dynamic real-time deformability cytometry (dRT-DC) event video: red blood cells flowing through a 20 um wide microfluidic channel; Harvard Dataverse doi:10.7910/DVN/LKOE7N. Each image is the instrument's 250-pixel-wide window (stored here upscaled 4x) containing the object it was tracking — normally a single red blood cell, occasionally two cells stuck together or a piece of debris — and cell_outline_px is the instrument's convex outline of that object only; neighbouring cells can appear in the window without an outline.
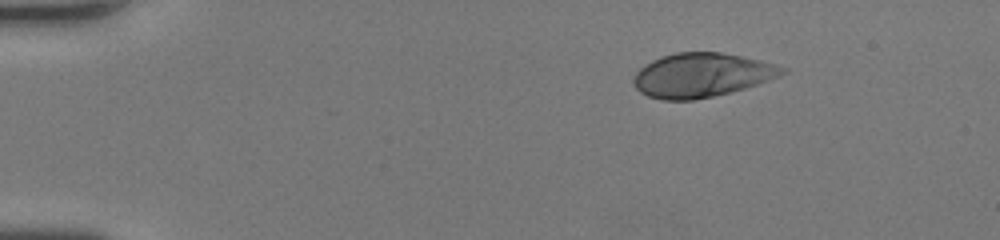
{"species": "human", "species_latin": "Homo sapiens", "temperature_condition": "room temperature", "stored_images_in_passage": 43, "camera_frame_rate_fps": 3000, "um_per_image_px": 0.085, "donor": {"sex": "female"}, "frame": {"image": 1, "passage_image": 1, "time_ms": 0.0, "image_size_px": [1000, 240], "cell_outline_px": [[788, 72], [780, 76], [744, 88], [712, 96], [692, 100], [664, 100], [648, 96], [640, 92], [636, 88], [632, 80], [636, 72], [640, 68], [652, 60], [660, 56], [676, 52], [720, 52], [760, 60], [788, 68]], "centroid_in_image_um": [59.63, 6.37], "position_along_channel_um": 25.4, "area_um2": 38.03}}
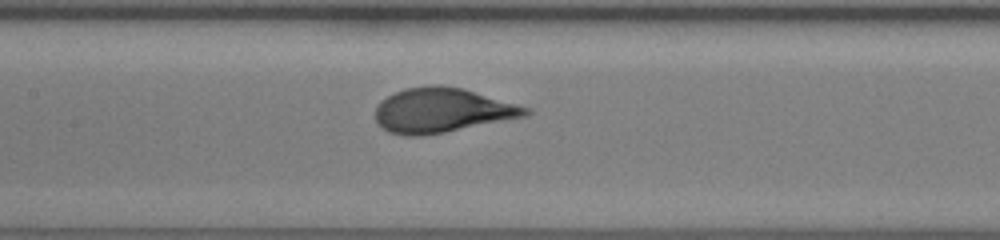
{"frame": {"image": 2, "passage_image": 18, "time_ms": 5.667, "image_size_px": [1000, 240], "cell_outline_px": [[532, 112], [528, 116], [444, 132], [420, 136], [408, 136], [388, 132], [376, 120], [376, 108], [380, 100], [396, 92], [408, 88], [432, 84], [440, 84], [464, 88], [532, 108]], "centroid_in_image_um": [37.63, 9.36], "position_along_channel_um": 169.8, "area_um2": 39.13}}
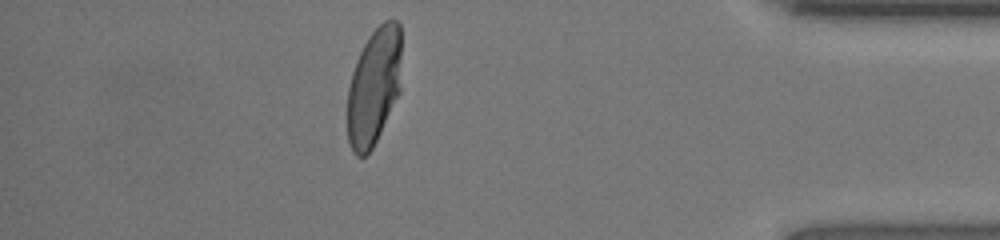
{"frame": {"image": 3, "passage_image": 37, "time_ms": 12.0, "image_size_px": [1000, 240], "cell_outline_px": [[400, 92], [372, 148], [364, 156], [356, 156], [352, 152], [348, 140], [348, 88], [352, 72], [356, 60], [368, 36], [384, 20], [396, 20], [400, 24]], "centroid_in_image_um": [31.78, 7.34], "position_along_channel_um": 403.4, "area_um2": 36.76}, "authors_computed_cell_mechanics": {"area_um2": 38.148, "velocity_mm_per_s": 4.2502, "shape_relaxation_time_tau1_ms": 3.571, "shape_relaxation_time_tau2_ms": null, "deformation_change_tau1": 0.2033, "deformation_change_tau2": null}}